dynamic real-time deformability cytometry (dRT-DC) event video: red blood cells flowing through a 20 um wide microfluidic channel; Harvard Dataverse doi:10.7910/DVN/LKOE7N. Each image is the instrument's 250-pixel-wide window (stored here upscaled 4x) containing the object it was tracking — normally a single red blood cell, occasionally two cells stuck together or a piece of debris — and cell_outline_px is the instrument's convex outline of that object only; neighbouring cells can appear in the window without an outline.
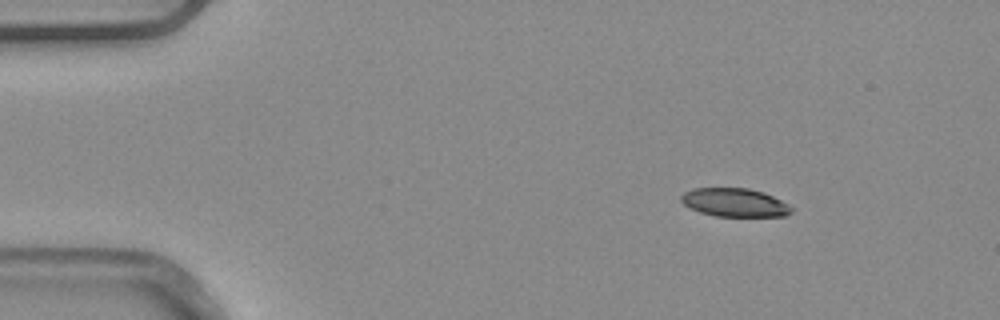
{"species": "common noctule bat (a hibernating species)", "species_latin": "Nyctalus noctula", "temperature_condition": "warm", "stored_images_in_passage": 3, "camera_frame_rate_fps": 3000, "um_per_image_px": 0.085, "animal": {"sex": "male", "body_mass_g": 20.4}, "frame": {"image": 1, "passage_image": 1, "time_ms": 0.0, "image_size_px": [1000, 320], "cell_outline_px": [[792, 212], [784, 216], [716, 216], [700, 212], [688, 208], [680, 200], [680, 196], [684, 192], [692, 188], [748, 188], [764, 192], [788, 204], [792, 208]], "centroid_in_image_um": [62.41, 17.21], "position_along_channel_um": 22.6, "area_um2": 18.32}}